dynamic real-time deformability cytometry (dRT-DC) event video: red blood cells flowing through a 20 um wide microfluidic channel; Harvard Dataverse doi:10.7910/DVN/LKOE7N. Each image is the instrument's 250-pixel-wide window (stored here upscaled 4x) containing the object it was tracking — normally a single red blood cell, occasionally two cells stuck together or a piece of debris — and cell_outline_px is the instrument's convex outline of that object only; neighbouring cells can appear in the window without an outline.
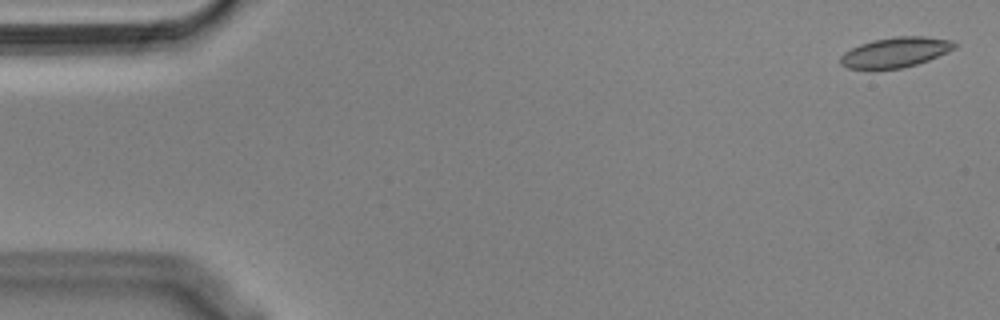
{"species": "Egyptian fruit bat (a non-hibernating species)", "species_latin": "Rousettus aegyptiacus", "temperature_condition": "cold", "stored_images_in_passage": 8, "camera_frame_rate_fps": 3000, "um_per_image_px": 0.085, "animal": {"sex": "male"}, "frame": {"image": 1, "passage_image": 1, "time_ms": 0.0, "image_size_px": [1000, 320], "cell_outline_px": [[956, 48], [928, 60], [916, 64], [900, 68], [848, 68], [840, 64], [840, 56], [844, 52], [860, 44], [872, 40], [896, 36], [924, 36], [952, 40], [956, 44]], "centroid_in_image_um": [76.11, 4.42], "position_along_channel_um": 8.9, "area_um2": 19.77}}